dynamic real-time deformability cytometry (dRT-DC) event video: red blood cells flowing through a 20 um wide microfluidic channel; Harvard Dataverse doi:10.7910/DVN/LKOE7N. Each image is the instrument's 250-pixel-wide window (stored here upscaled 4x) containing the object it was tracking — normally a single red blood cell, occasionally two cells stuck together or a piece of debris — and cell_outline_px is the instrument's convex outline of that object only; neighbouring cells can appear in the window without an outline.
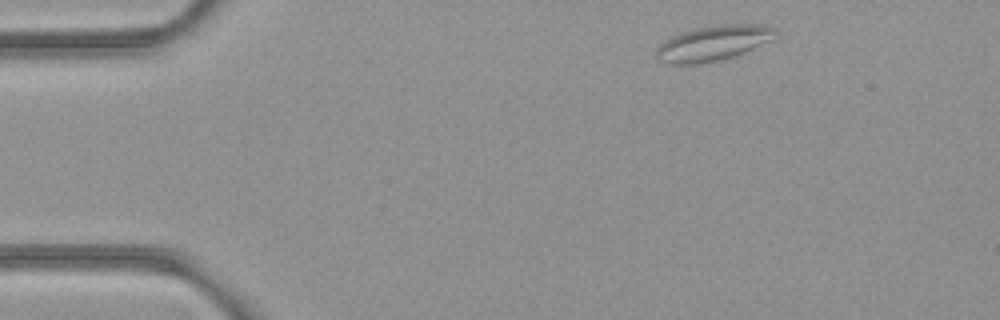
{"species": "common noctule bat (a hibernating species)", "species_latin": "Nyctalus noctula", "temperature_condition": "room temperature", "stored_images_in_passage": 4, "camera_frame_rate_fps": 3000, "um_per_image_px": 0.085, "animal": {"sex": "female", "body_mass_g": 21.9}, "frame": {"image": 1, "passage_image": 1, "time_ms": 0.0, "image_size_px": [1000, 320], "cell_outline_px": [[776, 28], [768, 40], [752, 48], [732, 56], [716, 60], [692, 64], [668, 64], [656, 60], [656, 48], [664, 40], [672, 36], [684, 32], [700, 28], [724, 24], [764, 24]], "centroid_in_image_um": [60.52, 3.67], "position_along_channel_um": 24.5, "area_um2": 23.64}}